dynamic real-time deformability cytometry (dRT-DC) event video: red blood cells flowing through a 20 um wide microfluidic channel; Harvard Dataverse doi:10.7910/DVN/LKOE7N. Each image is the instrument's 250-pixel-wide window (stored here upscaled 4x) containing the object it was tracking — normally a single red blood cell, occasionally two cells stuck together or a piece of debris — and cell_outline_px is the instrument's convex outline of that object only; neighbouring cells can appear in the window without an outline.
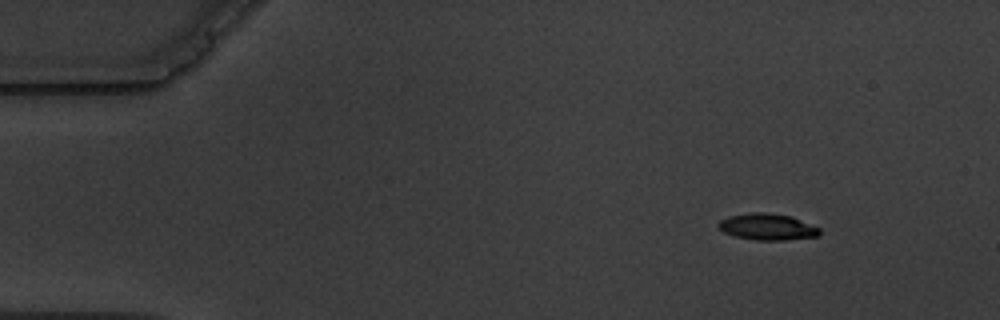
{"species": "common noctule bat (a hibernating species)", "species_latin": "Nyctalus noctula", "temperature_condition": "warm", "stored_images_in_passage": 5, "camera_frame_rate_fps": 3000, "um_per_image_px": 0.085, "animal": {"sex": "male", "body_mass_g": 19.5, "forearm_length_mm": 54.6}, "frame": {"image": 1, "passage_image": 1, "time_ms": 0.0, "image_size_px": [1000, 320], "cell_outline_px": [[820, 236], [784, 240], [756, 240], [736, 236], [724, 232], [716, 224], [720, 220], [728, 216], [752, 212], [768, 212], [792, 216], [820, 228]], "centroid_in_image_um": [65.24, 19.27], "position_along_channel_um": 19.8, "area_um2": 15.66}}
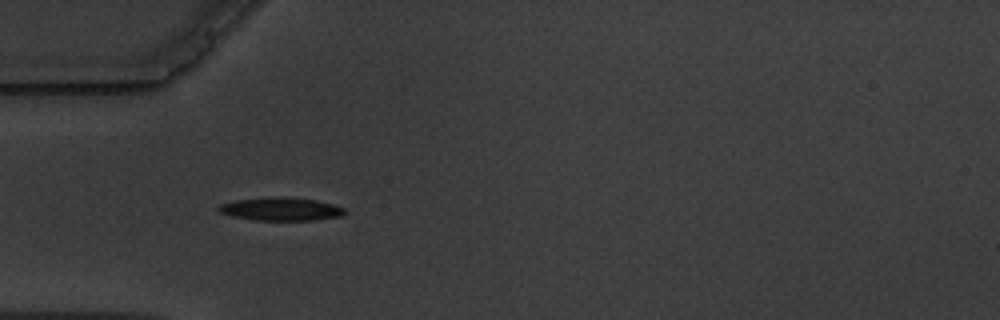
{"frame": {"image": 2, "passage_image": 4, "time_ms": 3.667, "image_size_px": [1000, 320], "cell_outline_px": [[348, 212], [344, 216], [312, 220], [256, 220], [232, 216], [220, 212], [216, 208], [220, 204], [236, 200], [272, 196], [284, 196], [316, 200], [332, 204], [344, 208]], "centroid_in_image_um": [23.9, 17.76], "position_along_channel_um": 61.1, "area_um2": 17.17}}
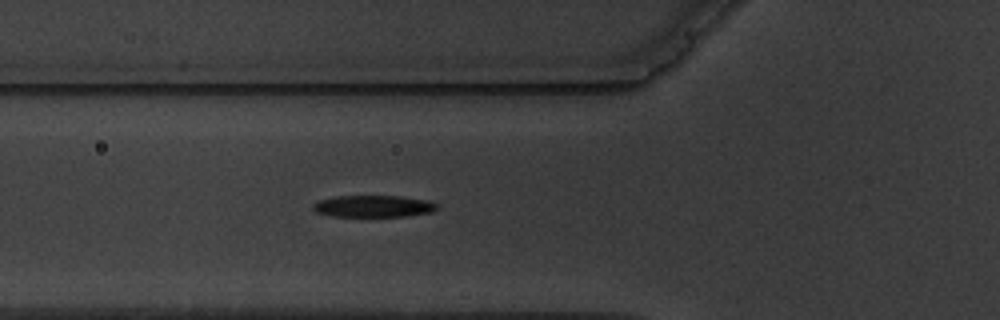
{"frame": {"image": 3, "passage_image": 5, "time_ms": 4.667, "image_size_px": [1000, 320], "cell_outline_px": [[440, 208], [432, 212], [404, 216], [332, 216], [316, 212], [312, 208], [312, 204], [320, 200], [336, 196], [400, 196], [428, 200], [436, 204]], "centroid_in_image_um": [31.75, 17.52], "position_along_channel_um": 94.0, "area_um2": 15.72}}